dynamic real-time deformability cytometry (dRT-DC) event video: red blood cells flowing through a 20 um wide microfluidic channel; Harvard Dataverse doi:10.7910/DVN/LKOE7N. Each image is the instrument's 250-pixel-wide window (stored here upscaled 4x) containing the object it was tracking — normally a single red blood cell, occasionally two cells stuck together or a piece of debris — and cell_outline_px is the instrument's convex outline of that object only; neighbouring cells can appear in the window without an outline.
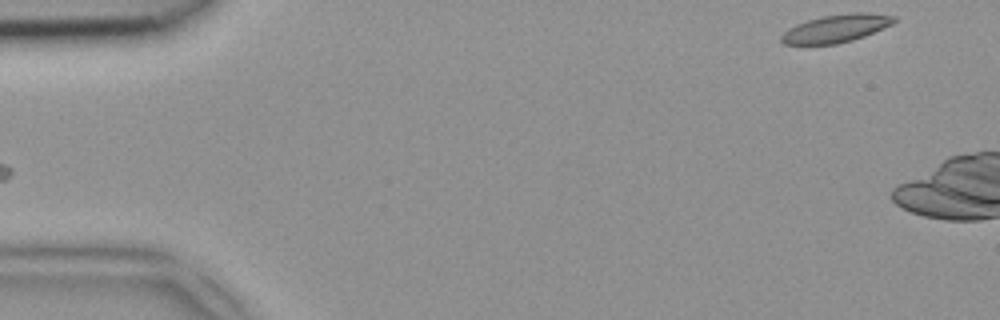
{"species": "common noctule bat (a hibernating species)", "species_latin": "Nyctalus noctula", "temperature_condition": "room temperature", "stored_images_in_passage": 5, "camera_frame_rate_fps": 3000, "um_per_image_px": 0.085, "animal": {"sex": "female", "body_mass_g": 18.4}, "frame": {"image": 1, "passage_image": 1, "time_ms": 0.0, "image_size_px": [1000, 320], "cell_outline_px": [[896, 20], [892, 24], [864, 36], [852, 40], [836, 44], [784, 44], [780, 40], [780, 36], [788, 28], [796, 24], [808, 20], [824, 16], [856, 12], [868, 12], [896, 16]], "centroid_in_image_um": [71.07, 2.41], "position_along_channel_um": 13.9, "area_um2": 18.15}}